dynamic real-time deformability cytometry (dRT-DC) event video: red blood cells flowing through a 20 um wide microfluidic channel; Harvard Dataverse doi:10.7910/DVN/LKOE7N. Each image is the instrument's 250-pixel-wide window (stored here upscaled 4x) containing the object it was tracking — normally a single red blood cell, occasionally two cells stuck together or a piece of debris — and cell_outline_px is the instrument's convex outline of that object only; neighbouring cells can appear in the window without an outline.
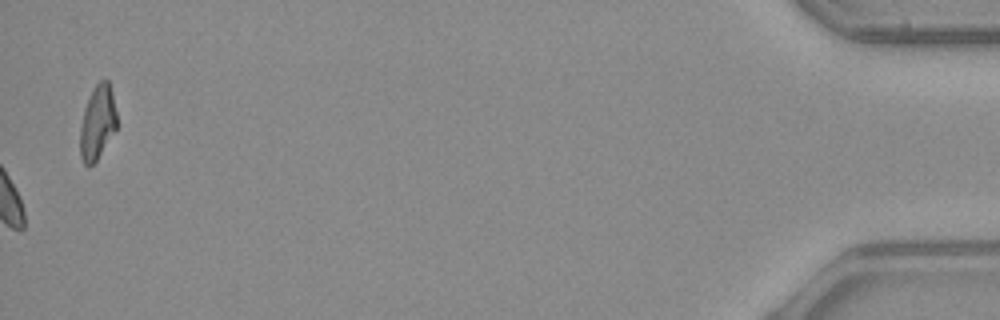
{"species": "common noctule bat (a hibernating species)", "species_latin": "Nyctalus noctula", "temperature_condition": "warm", "stored_images_in_passage": 54, "camera_frame_rate_fps": 3000, "um_per_image_px": 0.085, "animal": {"sex": "male", "body_mass_g": 23.1, "forearm_length_mm": 52.7}, "frame": {"image": 1, "passage_image": 54, "time_ms": 17.667, "image_size_px": [1000, 320], "cell_outline_px": [[116, 128], [96, 160], [88, 168], [84, 164], [80, 156], [80, 128], [84, 108], [96, 84], [104, 76], [108, 80], [112, 92], [116, 112]], "centroid_in_image_um": [8.27, 10.4], "position_along_channel_um": 426.9, "area_um2": 15.66}, "authors_computed_cell_mechanics": {"area_um2": 14.1899, "velocity_mm_per_s": 3.8729, "shape_relaxation_time_tau1_ms": 9.541, "shape_relaxation_time_tau2_ms": null, "deformation_change_tau1": 0.1147, "deformation_change_tau2": null}}